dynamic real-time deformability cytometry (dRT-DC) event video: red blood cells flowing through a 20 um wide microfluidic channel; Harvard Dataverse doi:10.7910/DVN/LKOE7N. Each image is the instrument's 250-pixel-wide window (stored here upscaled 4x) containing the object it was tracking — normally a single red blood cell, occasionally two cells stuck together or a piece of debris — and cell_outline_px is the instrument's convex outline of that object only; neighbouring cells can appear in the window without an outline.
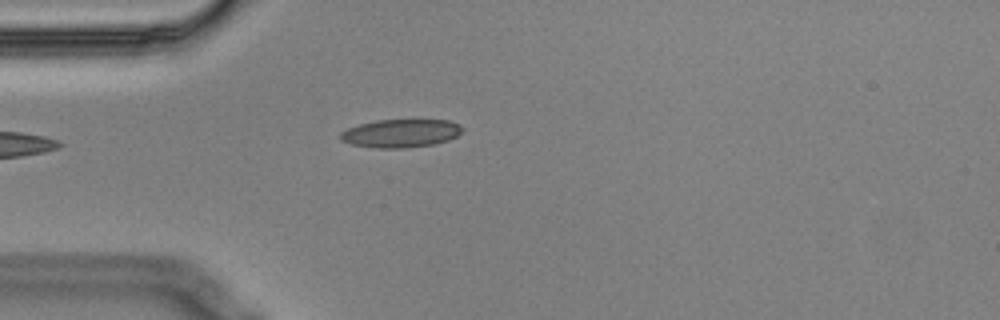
{"species": "Egyptian fruit bat (a non-hibernating species)", "species_latin": "Rousettus aegyptiacus", "temperature_condition": "cold", "stored_images_in_passage": 3, "camera_frame_rate_fps": 3000, "um_per_image_px": 0.085, "animal": {"sex": "male"}, "frame": {"image": 1, "passage_image": 3, "time_ms": 0.667, "image_size_px": [1000, 320], "cell_outline_px": [[464, 128], [456, 136], [448, 140], [432, 144], [404, 148], [376, 148], [352, 144], [340, 140], [340, 132], [348, 128], [360, 124], [376, 120], [448, 120], [460, 124]], "centroid_in_image_um": [34.06, 11.32], "position_along_channel_um": 50.9, "area_um2": 19.94}}